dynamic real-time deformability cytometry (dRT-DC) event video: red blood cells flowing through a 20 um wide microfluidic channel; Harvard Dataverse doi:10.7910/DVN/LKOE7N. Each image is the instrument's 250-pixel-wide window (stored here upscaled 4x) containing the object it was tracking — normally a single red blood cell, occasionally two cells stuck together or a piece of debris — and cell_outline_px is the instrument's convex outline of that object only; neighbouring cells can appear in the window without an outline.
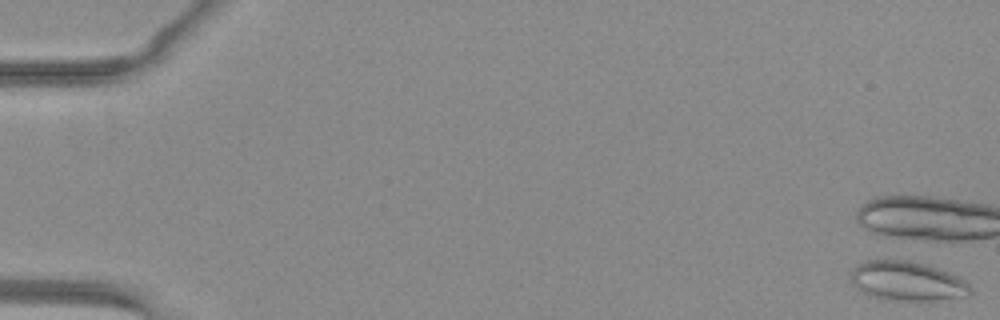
{"species": "common noctule bat (a hibernating species)", "species_latin": "Nyctalus noctula", "temperature_condition": "warm", "stored_images_in_passage": 5, "camera_frame_rate_fps": 3000, "um_per_image_px": 0.085, "animal": {"sex": "female", "body_mass_g": 29.2, "forearm_length_mm": 56.3}, "frame": {"image": 1, "passage_image": 1, "time_ms": 0.0, "image_size_px": [1000, 320], "cell_outline_px": [[972, 292], [968, 296], [936, 300], [888, 300], [872, 296], [864, 292], [852, 284], [852, 268], [864, 260], [908, 260], [940, 268], [964, 280], [972, 288]], "centroid_in_image_um": [77.13, 23.89], "position_along_channel_um": 7.9, "area_um2": 27.34}}